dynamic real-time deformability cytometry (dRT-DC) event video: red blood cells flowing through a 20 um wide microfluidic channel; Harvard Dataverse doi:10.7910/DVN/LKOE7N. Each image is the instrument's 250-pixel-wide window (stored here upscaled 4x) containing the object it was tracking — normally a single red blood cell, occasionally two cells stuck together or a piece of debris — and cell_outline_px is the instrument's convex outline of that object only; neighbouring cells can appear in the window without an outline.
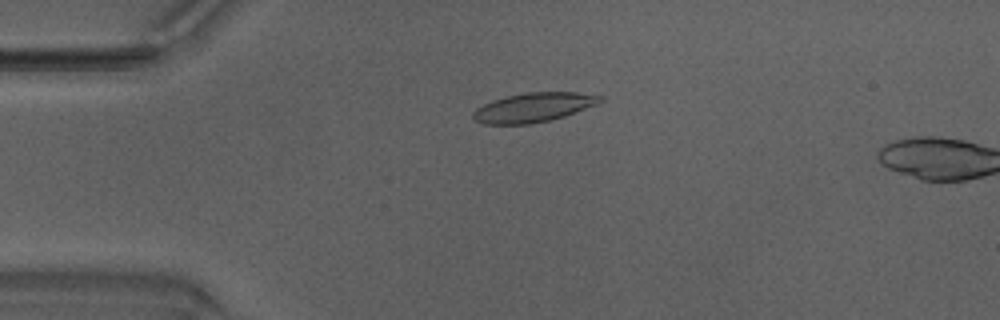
{"species": "Egyptian fruit bat (a non-hibernating species)", "species_latin": "Rousettus aegyptiacus", "temperature_condition": "warm", "stored_images_in_passage": 4, "camera_frame_rate_fps": 3000, "um_per_image_px": 0.085, "animal": {"sex": "male"}, "frame": {"image": 1, "passage_image": 2, "time_ms": 0.333, "image_size_px": [1000, 320], "cell_outline_px": [[604, 100], [596, 104], [564, 116], [532, 124], [484, 124], [476, 120], [472, 116], [472, 112], [476, 108], [492, 100], [504, 96], [524, 92], [576, 92], [604, 96]], "centroid_in_image_um": [45.33, 9.12], "position_along_channel_um": 39.7, "area_um2": 21.68}}